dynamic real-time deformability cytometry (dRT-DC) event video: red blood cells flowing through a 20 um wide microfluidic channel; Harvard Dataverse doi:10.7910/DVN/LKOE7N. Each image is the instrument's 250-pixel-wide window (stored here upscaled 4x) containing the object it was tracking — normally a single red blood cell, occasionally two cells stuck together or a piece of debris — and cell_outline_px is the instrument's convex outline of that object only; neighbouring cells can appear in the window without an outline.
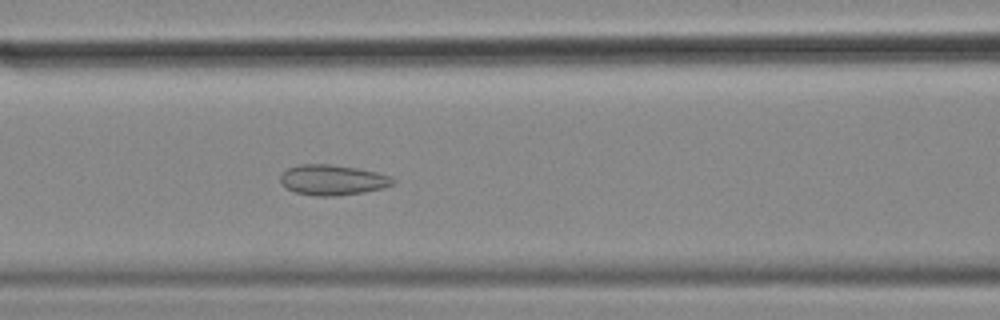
{"species": "common noctule bat (a hibernating species)", "species_latin": "Nyctalus noctula", "temperature_condition": "cold", "stored_images_in_passage": 56, "camera_frame_rate_fps": 3000, "um_per_image_px": 0.085, "animal": {"sex": "female", "body_mass_g": 18.4}, "frame": {"image": 1, "passage_image": 23, "time_ms": 7.333, "image_size_px": [1000, 320], "cell_outline_px": [[396, 180], [392, 184], [384, 188], [364, 192], [336, 196], [316, 196], [296, 192], [288, 188], [280, 180], [280, 176], [288, 168], [296, 164], [332, 164], [356, 168], [376, 172], [392, 176]], "centroid_in_image_um": [28.3, 15.29], "position_along_channel_um": 138.3, "area_um2": 19.88}}
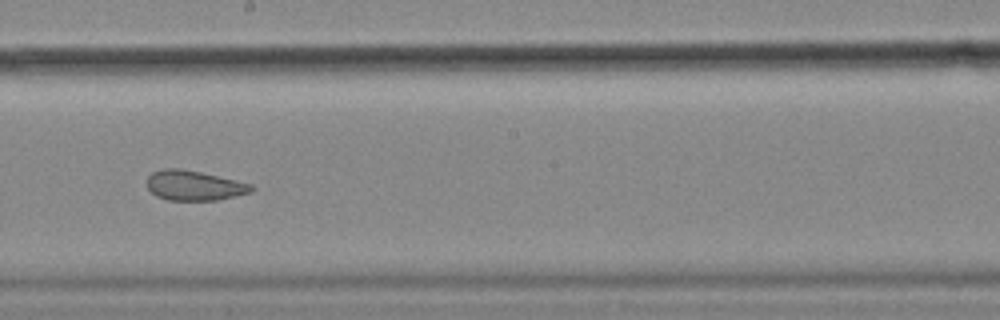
{"frame": {"image": 2, "passage_image": 31, "time_ms": 10.0, "image_size_px": [1000, 320], "cell_outline_px": [[256, 188], [252, 192], [216, 200], [168, 200], [156, 196], [148, 188], [148, 176], [152, 172], [164, 168], [180, 168], [200, 172], [236, 180], [252, 184]], "centroid_in_image_um": [16.52, 15.76], "position_along_channel_um": 231.7, "area_um2": 18.15}}
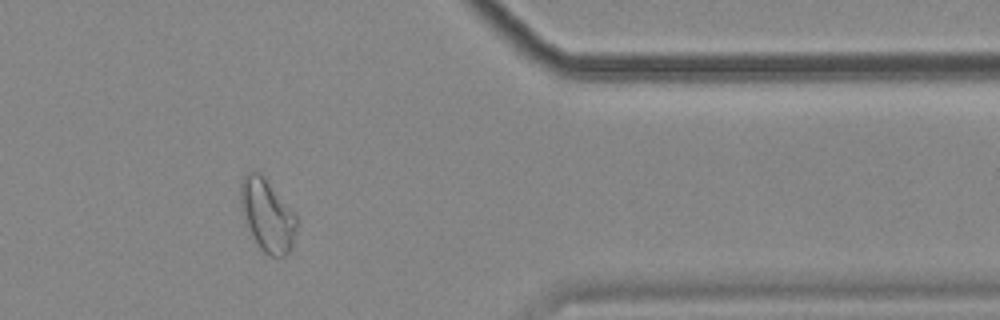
{"frame": {"image": 3, "passage_image": 46, "time_ms": 15.0, "image_size_px": [1000, 320], "cell_outline_px": [[296, 232], [292, 248], [284, 256], [272, 256], [264, 252], [260, 248], [248, 224], [240, 200], [240, 184], [244, 176], [248, 172], [260, 172], [296, 212]], "centroid_in_image_um": [22.77, 18.27], "position_along_channel_um": 388.6, "area_um2": 23.24}, "authors_computed_cell_mechanics": {"area_um2": 23.409, "velocity_mm_per_s": 3.5229, "shape_relaxation_time_tau1_ms": null, "shape_relaxation_time_tau2_ms": 1.7544, "deformation_change_tau1": null, "deformation_change_tau2": 0.079}}